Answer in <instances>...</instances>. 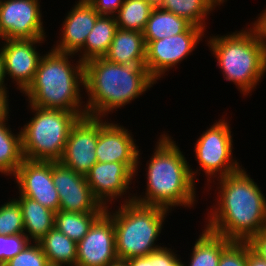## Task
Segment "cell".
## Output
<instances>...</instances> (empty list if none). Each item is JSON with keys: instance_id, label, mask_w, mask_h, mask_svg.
I'll use <instances>...</instances> for the list:
<instances>
[{"instance_id": "cell-2", "label": "cell", "mask_w": 266, "mask_h": 266, "mask_svg": "<svg viewBox=\"0 0 266 266\" xmlns=\"http://www.w3.org/2000/svg\"><path fill=\"white\" fill-rule=\"evenodd\" d=\"M172 138L164 131L159 136L155 152L146 163V190L142 195L133 193L134 202L170 211L181 206L193 208L197 203V182L192 178L190 164L183 151Z\"/></svg>"}, {"instance_id": "cell-16", "label": "cell", "mask_w": 266, "mask_h": 266, "mask_svg": "<svg viewBox=\"0 0 266 266\" xmlns=\"http://www.w3.org/2000/svg\"><path fill=\"white\" fill-rule=\"evenodd\" d=\"M46 39H7L0 46L4 59V72L8 81L15 83L22 93L33 81L38 63L42 57L37 46ZM39 44V45H38ZM17 85V86H16Z\"/></svg>"}, {"instance_id": "cell-7", "label": "cell", "mask_w": 266, "mask_h": 266, "mask_svg": "<svg viewBox=\"0 0 266 266\" xmlns=\"http://www.w3.org/2000/svg\"><path fill=\"white\" fill-rule=\"evenodd\" d=\"M28 107L33 117L20 128L24 159L59 161L70 130L81 116L64 110L38 108L31 104Z\"/></svg>"}, {"instance_id": "cell-21", "label": "cell", "mask_w": 266, "mask_h": 266, "mask_svg": "<svg viewBox=\"0 0 266 266\" xmlns=\"http://www.w3.org/2000/svg\"><path fill=\"white\" fill-rule=\"evenodd\" d=\"M117 29L115 15H100L87 36L84 46L76 53L79 59L85 63L94 58L104 57Z\"/></svg>"}, {"instance_id": "cell-8", "label": "cell", "mask_w": 266, "mask_h": 266, "mask_svg": "<svg viewBox=\"0 0 266 266\" xmlns=\"http://www.w3.org/2000/svg\"><path fill=\"white\" fill-rule=\"evenodd\" d=\"M223 116L212 126L207 127L194 143L195 160L199 166L196 170L192 169V165H190V172L194 181H199L197 176L201 174V170L205 173L207 178L205 185L209 186L207 192L212 189L213 186L210 183L215 178L225 177L242 168L238 159L233 157L232 128L228 118Z\"/></svg>"}, {"instance_id": "cell-22", "label": "cell", "mask_w": 266, "mask_h": 266, "mask_svg": "<svg viewBox=\"0 0 266 266\" xmlns=\"http://www.w3.org/2000/svg\"><path fill=\"white\" fill-rule=\"evenodd\" d=\"M201 233L191 249L188 265L182 261L183 266H218L221 253L233 242L206 228Z\"/></svg>"}, {"instance_id": "cell-40", "label": "cell", "mask_w": 266, "mask_h": 266, "mask_svg": "<svg viewBox=\"0 0 266 266\" xmlns=\"http://www.w3.org/2000/svg\"><path fill=\"white\" fill-rule=\"evenodd\" d=\"M6 77L4 72V59L2 52L0 50V93L9 94L8 88L6 87L8 83H5Z\"/></svg>"}, {"instance_id": "cell-5", "label": "cell", "mask_w": 266, "mask_h": 266, "mask_svg": "<svg viewBox=\"0 0 266 266\" xmlns=\"http://www.w3.org/2000/svg\"><path fill=\"white\" fill-rule=\"evenodd\" d=\"M207 37V46L224 80L233 82L243 96L261 84L266 75V49L256 30L249 25L240 31Z\"/></svg>"}, {"instance_id": "cell-1", "label": "cell", "mask_w": 266, "mask_h": 266, "mask_svg": "<svg viewBox=\"0 0 266 266\" xmlns=\"http://www.w3.org/2000/svg\"><path fill=\"white\" fill-rule=\"evenodd\" d=\"M211 183L217 185L218 198L209 207L203 228L238 242L266 229V197L245 168Z\"/></svg>"}, {"instance_id": "cell-19", "label": "cell", "mask_w": 266, "mask_h": 266, "mask_svg": "<svg viewBox=\"0 0 266 266\" xmlns=\"http://www.w3.org/2000/svg\"><path fill=\"white\" fill-rule=\"evenodd\" d=\"M104 58L121 65H145L146 43L143 32L118 28Z\"/></svg>"}, {"instance_id": "cell-18", "label": "cell", "mask_w": 266, "mask_h": 266, "mask_svg": "<svg viewBox=\"0 0 266 266\" xmlns=\"http://www.w3.org/2000/svg\"><path fill=\"white\" fill-rule=\"evenodd\" d=\"M100 14L87 0L75 1V5L66 13L61 27V36L53 44V50L75 54L84 46Z\"/></svg>"}, {"instance_id": "cell-44", "label": "cell", "mask_w": 266, "mask_h": 266, "mask_svg": "<svg viewBox=\"0 0 266 266\" xmlns=\"http://www.w3.org/2000/svg\"><path fill=\"white\" fill-rule=\"evenodd\" d=\"M220 5H223L227 0H216Z\"/></svg>"}, {"instance_id": "cell-10", "label": "cell", "mask_w": 266, "mask_h": 266, "mask_svg": "<svg viewBox=\"0 0 266 266\" xmlns=\"http://www.w3.org/2000/svg\"><path fill=\"white\" fill-rule=\"evenodd\" d=\"M129 129L106 119L98 117V142L96 146L97 162L124 163L137 177L141 167V149ZM140 160V161H139Z\"/></svg>"}, {"instance_id": "cell-15", "label": "cell", "mask_w": 266, "mask_h": 266, "mask_svg": "<svg viewBox=\"0 0 266 266\" xmlns=\"http://www.w3.org/2000/svg\"><path fill=\"white\" fill-rule=\"evenodd\" d=\"M98 117L84 116L72 126L64 152L59 160L72 170L86 176L97 162Z\"/></svg>"}, {"instance_id": "cell-35", "label": "cell", "mask_w": 266, "mask_h": 266, "mask_svg": "<svg viewBox=\"0 0 266 266\" xmlns=\"http://www.w3.org/2000/svg\"><path fill=\"white\" fill-rule=\"evenodd\" d=\"M100 15H115L124 0H87Z\"/></svg>"}, {"instance_id": "cell-31", "label": "cell", "mask_w": 266, "mask_h": 266, "mask_svg": "<svg viewBox=\"0 0 266 266\" xmlns=\"http://www.w3.org/2000/svg\"><path fill=\"white\" fill-rule=\"evenodd\" d=\"M29 242L25 234L0 235V266L14 258Z\"/></svg>"}, {"instance_id": "cell-13", "label": "cell", "mask_w": 266, "mask_h": 266, "mask_svg": "<svg viewBox=\"0 0 266 266\" xmlns=\"http://www.w3.org/2000/svg\"><path fill=\"white\" fill-rule=\"evenodd\" d=\"M52 179L59 194V210L76 213H103L105 207L93 196L85 176L60 161H52Z\"/></svg>"}, {"instance_id": "cell-30", "label": "cell", "mask_w": 266, "mask_h": 266, "mask_svg": "<svg viewBox=\"0 0 266 266\" xmlns=\"http://www.w3.org/2000/svg\"><path fill=\"white\" fill-rule=\"evenodd\" d=\"M48 260L38 242H29L14 258L2 266H47Z\"/></svg>"}, {"instance_id": "cell-29", "label": "cell", "mask_w": 266, "mask_h": 266, "mask_svg": "<svg viewBox=\"0 0 266 266\" xmlns=\"http://www.w3.org/2000/svg\"><path fill=\"white\" fill-rule=\"evenodd\" d=\"M14 234H24L23 216L19 203L8 198L0 204V235Z\"/></svg>"}, {"instance_id": "cell-17", "label": "cell", "mask_w": 266, "mask_h": 266, "mask_svg": "<svg viewBox=\"0 0 266 266\" xmlns=\"http://www.w3.org/2000/svg\"><path fill=\"white\" fill-rule=\"evenodd\" d=\"M117 259L113 219L104 211L77 243L75 266H106Z\"/></svg>"}, {"instance_id": "cell-9", "label": "cell", "mask_w": 266, "mask_h": 266, "mask_svg": "<svg viewBox=\"0 0 266 266\" xmlns=\"http://www.w3.org/2000/svg\"><path fill=\"white\" fill-rule=\"evenodd\" d=\"M206 32L198 26H191L182 34L165 37L154 41H145V67L150 76L157 82L164 78L172 68L180 64L197 48Z\"/></svg>"}, {"instance_id": "cell-3", "label": "cell", "mask_w": 266, "mask_h": 266, "mask_svg": "<svg viewBox=\"0 0 266 266\" xmlns=\"http://www.w3.org/2000/svg\"><path fill=\"white\" fill-rule=\"evenodd\" d=\"M156 83L145 65H121L104 57L88 60L84 63L87 115L106 118Z\"/></svg>"}, {"instance_id": "cell-28", "label": "cell", "mask_w": 266, "mask_h": 266, "mask_svg": "<svg viewBox=\"0 0 266 266\" xmlns=\"http://www.w3.org/2000/svg\"><path fill=\"white\" fill-rule=\"evenodd\" d=\"M152 10L144 0H124L115 14L117 26L123 30L143 32Z\"/></svg>"}, {"instance_id": "cell-26", "label": "cell", "mask_w": 266, "mask_h": 266, "mask_svg": "<svg viewBox=\"0 0 266 266\" xmlns=\"http://www.w3.org/2000/svg\"><path fill=\"white\" fill-rule=\"evenodd\" d=\"M219 6V7H218ZM220 8L216 0H164L162 9L186 19L193 26L207 27V18L211 12Z\"/></svg>"}, {"instance_id": "cell-27", "label": "cell", "mask_w": 266, "mask_h": 266, "mask_svg": "<svg viewBox=\"0 0 266 266\" xmlns=\"http://www.w3.org/2000/svg\"><path fill=\"white\" fill-rule=\"evenodd\" d=\"M102 213H76L59 210L55 212L54 227L78 243L87 233L94 221Z\"/></svg>"}, {"instance_id": "cell-20", "label": "cell", "mask_w": 266, "mask_h": 266, "mask_svg": "<svg viewBox=\"0 0 266 266\" xmlns=\"http://www.w3.org/2000/svg\"><path fill=\"white\" fill-rule=\"evenodd\" d=\"M24 223V234L30 242H38L54 228L55 212L44 207L36 200L17 196Z\"/></svg>"}, {"instance_id": "cell-37", "label": "cell", "mask_w": 266, "mask_h": 266, "mask_svg": "<svg viewBox=\"0 0 266 266\" xmlns=\"http://www.w3.org/2000/svg\"><path fill=\"white\" fill-rule=\"evenodd\" d=\"M129 266H153V252L140 257H133L127 260Z\"/></svg>"}, {"instance_id": "cell-25", "label": "cell", "mask_w": 266, "mask_h": 266, "mask_svg": "<svg viewBox=\"0 0 266 266\" xmlns=\"http://www.w3.org/2000/svg\"><path fill=\"white\" fill-rule=\"evenodd\" d=\"M49 264L75 266L77 260V243L52 228L38 241Z\"/></svg>"}, {"instance_id": "cell-23", "label": "cell", "mask_w": 266, "mask_h": 266, "mask_svg": "<svg viewBox=\"0 0 266 266\" xmlns=\"http://www.w3.org/2000/svg\"><path fill=\"white\" fill-rule=\"evenodd\" d=\"M8 114L0 121V173L4 176H13L23 162L21 131L13 133L8 123ZM9 124V125H7Z\"/></svg>"}, {"instance_id": "cell-38", "label": "cell", "mask_w": 266, "mask_h": 266, "mask_svg": "<svg viewBox=\"0 0 266 266\" xmlns=\"http://www.w3.org/2000/svg\"><path fill=\"white\" fill-rule=\"evenodd\" d=\"M9 95L0 93V121L3 120L11 111L9 108Z\"/></svg>"}, {"instance_id": "cell-43", "label": "cell", "mask_w": 266, "mask_h": 266, "mask_svg": "<svg viewBox=\"0 0 266 266\" xmlns=\"http://www.w3.org/2000/svg\"><path fill=\"white\" fill-rule=\"evenodd\" d=\"M0 40H1V42H0V46L2 45L1 43H3L4 42V37H3V35L1 34V32H0Z\"/></svg>"}, {"instance_id": "cell-36", "label": "cell", "mask_w": 266, "mask_h": 266, "mask_svg": "<svg viewBox=\"0 0 266 266\" xmlns=\"http://www.w3.org/2000/svg\"><path fill=\"white\" fill-rule=\"evenodd\" d=\"M259 16V17H258ZM257 19L250 25L256 30L261 42L264 44L266 49V8L258 14Z\"/></svg>"}, {"instance_id": "cell-14", "label": "cell", "mask_w": 266, "mask_h": 266, "mask_svg": "<svg viewBox=\"0 0 266 266\" xmlns=\"http://www.w3.org/2000/svg\"><path fill=\"white\" fill-rule=\"evenodd\" d=\"M19 196L36 200L44 207L59 211L60 198L52 179V161L24 159L12 176Z\"/></svg>"}, {"instance_id": "cell-11", "label": "cell", "mask_w": 266, "mask_h": 266, "mask_svg": "<svg viewBox=\"0 0 266 266\" xmlns=\"http://www.w3.org/2000/svg\"><path fill=\"white\" fill-rule=\"evenodd\" d=\"M41 0H0V32L4 39H46Z\"/></svg>"}, {"instance_id": "cell-41", "label": "cell", "mask_w": 266, "mask_h": 266, "mask_svg": "<svg viewBox=\"0 0 266 266\" xmlns=\"http://www.w3.org/2000/svg\"><path fill=\"white\" fill-rule=\"evenodd\" d=\"M152 9H162L164 0H144Z\"/></svg>"}, {"instance_id": "cell-33", "label": "cell", "mask_w": 266, "mask_h": 266, "mask_svg": "<svg viewBox=\"0 0 266 266\" xmlns=\"http://www.w3.org/2000/svg\"><path fill=\"white\" fill-rule=\"evenodd\" d=\"M168 246L153 252V266H183L180 255Z\"/></svg>"}, {"instance_id": "cell-4", "label": "cell", "mask_w": 266, "mask_h": 266, "mask_svg": "<svg viewBox=\"0 0 266 266\" xmlns=\"http://www.w3.org/2000/svg\"><path fill=\"white\" fill-rule=\"evenodd\" d=\"M74 56L77 55L52 48L42 54L33 81L22 92L28 104L87 116L82 94L85 89L84 63L80 59L72 60Z\"/></svg>"}, {"instance_id": "cell-39", "label": "cell", "mask_w": 266, "mask_h": 266, "mask_svg": "<svg viewBox=\"0 0 266 266\" xmlns=\"http://www.w3.org/2000/svg\"><path fill=\"white\" fill-rule=\"evenodd\" d=\"M247 266H266V261L255 255L247 244Z\"/></svg>"}, {"instance_id": "cell-45", "label": "cell", "mask_w": 266, "mask_h": 266, "mask_svg": "<svg viewBox=\"0 0 266 266\" xmlns=\"http://www.w3.org/2000/svg\"><path fill=\"white\" fill-rule=\"evenodd\" d=\"M47 266H64V265H57V264H49Z\"/></svg>"}, {"instance_id": "cell-34", "label": "cell", "mask_w": 266, "mask_h": 266, "mask_svg": "<svg viewBox=\"0 0 266 266\" xmlns=\"http://www.w3.org/2000/svg\"><path fill=\"white\" fill-rule=\"evenodd\" d=\"M246 243L255 255L266 261V229L252 235Z\"/></svg>"}, {"instance_id": "cell-42", "label": "cell", "mask_w": 266, "mask_h": 266, "mask_svg": "<svg viewBox=\"0 0 266 266\" xmlns=\"http://www.w3.org/2000/svg\"><path fill=\"white\" fill-rule=\"evenodd\" d=\"M106 266H129L128 261L125 259H117Z\"/></svg>"}, {"instance_id": "cell-6", "label": "cell", "mask_w": 266, "mask_h": 266, "mask_svg": "<svg viewBox=\"0 0 266 266\" xmlns=\"http://www.w3.org/2000/svg\"><path fill=\"white\" fill-rule=\"evenodd\" d=\"M119 205L115 211L112 206L105 209L113 219L118 259L145 256L165 246L157 241L170 210L134 201Z\"/></svg>"}, {"instance_id": "cell-24", "label": "cell", "mask_w": 266, "mask_h": 266, "mask_svg": "<svg viewBox=\"0 0 266 266\" xmlns=\"http://www.w3.org/2000/svg\"><path fill=\"white\" fill-rule=\"evenodd\" d=\"M191 26L189 21L172 12L161 8L153 9L143 30L144 40L154 41L182 34Z\"/></svg>"}, {"instance_id": "cell-12", "label": "cell", "mask_w": 266, "mask_h": 266, "mask_svg": "<svg viewBox=\"0 0 266 266\" xmlns=\"http://www.w3.org/2000/svg\"><path fill=\"white\" fill-rule=\"evenodd\" d=\"M85 177L93 196L105 208L112 205V202L115 204L117 198L123 199L121 203L132 202L134 199L129 189H132L130 185L136 177L124 163L96 162Z\"/></svg>"}, {"instance_id": "cell-32", "label": "cell", "mask_w": 266, "mask_h": 266, "mask_svg": "<svg viewBox=\"0 0 266 266\" xmlns=\"http://www.w3.org/2000/svg\"><path fill=\"white\" fill-rule=\"evenodd\" d=\"M218 266H247V243L233 241L221 253Z\"/></svg>"}]
</instances>
